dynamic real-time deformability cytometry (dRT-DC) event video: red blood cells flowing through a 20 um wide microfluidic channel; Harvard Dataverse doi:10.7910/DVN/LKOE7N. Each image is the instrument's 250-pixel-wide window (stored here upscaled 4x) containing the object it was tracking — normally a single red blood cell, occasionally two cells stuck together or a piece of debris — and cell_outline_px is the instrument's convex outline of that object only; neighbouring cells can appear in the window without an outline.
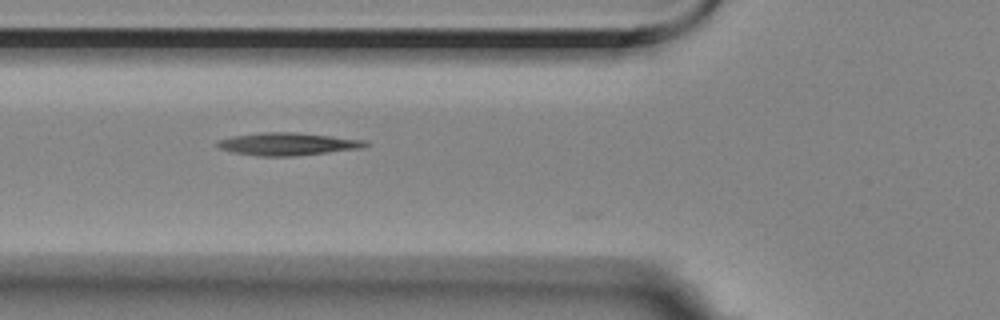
{"species": "Egyptian fruit bat (a non-hibernating species)", "species_latin": "Rousettus aegyptiacus", "temperature_condition": "room temperature", "stored_images_in_passage": 6, "camera_frame_rate_fps": 3000, "um_per_image_px": 0.085, "animal": {"sex": "female"}, "frame": {"image": 1, "passage_image": 4, "time_ms": 1.0, "image_size_px": [1000, 320], "cell_outline_px": [[372, 144], [364, 148], [292, 156], [256, 156], [232, 152], [220, 148], [216, 144], [216, 140], [232, 136], [260, 132], [296, 132], [368, 140]], "centroid_in_image_um": [24.48, 12.23], "position_along_channel_um": 101.3, "area_um2": 19.77}}